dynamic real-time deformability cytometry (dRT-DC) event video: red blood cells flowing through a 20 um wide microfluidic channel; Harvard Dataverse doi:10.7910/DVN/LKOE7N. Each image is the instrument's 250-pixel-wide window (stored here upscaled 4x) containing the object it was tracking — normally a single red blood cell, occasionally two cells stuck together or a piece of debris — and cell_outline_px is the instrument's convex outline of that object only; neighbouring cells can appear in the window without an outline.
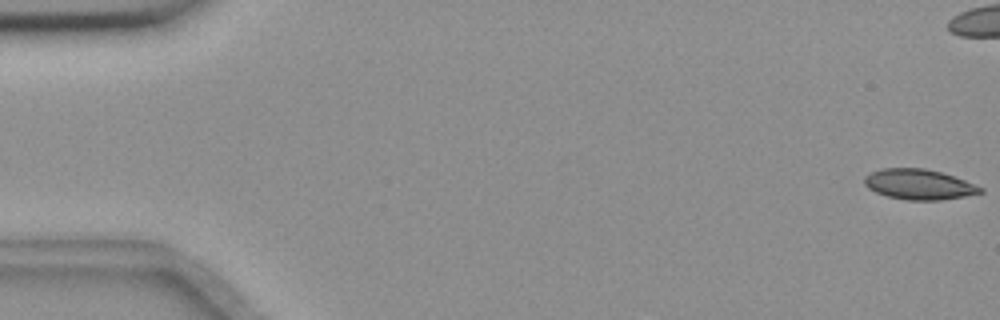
{"species": "common noctule bat (a hibernating species)", "species_latin": "Nyctalus noctula", "temperature_condition": "room temperature", "stored_images_in_passage": 30, "camera_frame_rate_fps": 3000, "um_per_image_px": 0.085, "animal": {"sex": "female", "body_mass_g": 18.4}, "frame": {"image": 1, "passage_image": 1, "time_ms": 0.0, "image_size_px": [1000, 320], "cell_outline_px": [[984, 192], [964, 196], [940, 200], [908, 200], [888, 196], [876, 192], [868, 188], [864, 184], [864, 176], [880, 168], [924, 168], [940, 172], [964, 180], [984, 188]], "centroid_in_image_um": [78.09, 15.67], "position_along_channel_um": 6.9, "area_um2": 20.35}}
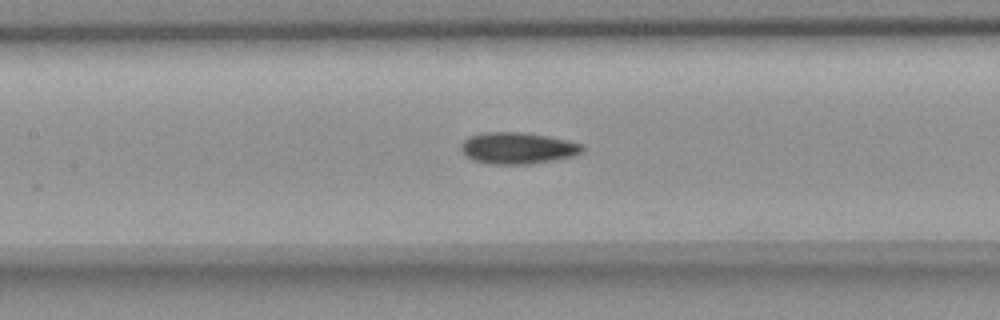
{"frame": {"image": 2, "passage_image": 26, "time_ms": 8.333, "image_size_px": [1000, 320], "cell_outline_px": [[584, 152], [576, 156], [556, 160], [532, 164], [488, 164], [472, 160], [464, 156], [460, 148], [460, 144], [468, 136], [484, 132], [524, 132], [548, 136], [568, 140], [584, 144]], "centroid_in_image_um": [44.02, 12.59], "position_along_channel_um": 163.4, "area_um2": 22.89}}
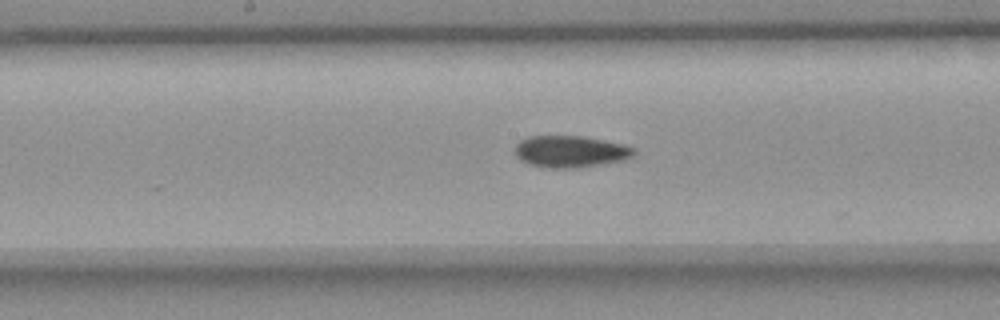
{"frame": {"image": 3, "passage_image": 29, "time_ms": 9.333, "image_size_px": [1000, 320], "cell_outline_px": [[636, 152], [632, 156], [624, 160], [604, 164], [580, 168], [552, 168], [528, 164], [520, 160], [516, 156], [516, 144], [520, 140], [528, 136], [584, 136], [604, 140], [636, 148]], "centroid_in_image_um": [48.49, 12.88], "position_along_channel_um": 199.7, "area_um2": 22.14}}